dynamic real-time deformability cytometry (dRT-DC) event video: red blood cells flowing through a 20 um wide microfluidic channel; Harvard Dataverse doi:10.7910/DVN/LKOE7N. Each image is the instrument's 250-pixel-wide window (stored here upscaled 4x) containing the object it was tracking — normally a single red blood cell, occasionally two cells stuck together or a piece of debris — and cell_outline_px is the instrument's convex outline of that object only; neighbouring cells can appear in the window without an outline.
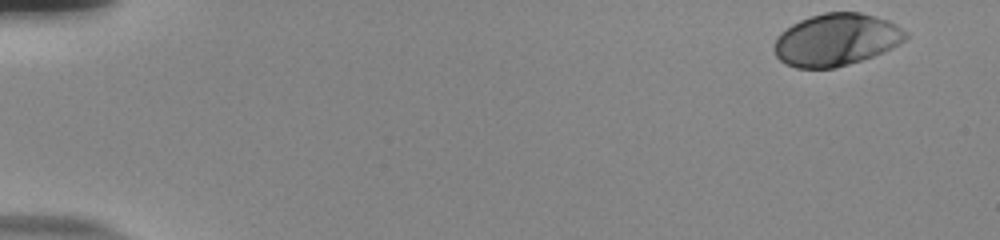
{"species": "human", "species_latin": "Homo sapiens", "temperature_condition": "room temperature", "stored_images_in_passage": 52, "camera_frame_rate_fps": 3000, "um_per_image_px": 0.085, "donor": {"sex": "male"}, "frame": {"image": 1, "passage_image": 1, "time_ms": 0.0, "image_size_px": [1000, 240], "cell_outline_px": [[908, 36], [900, 44], [884, 52], [836, 68], [796, 68], [784, 64], [776, 56], [772, 48], [772, 44], [776, 36], [780, 32], [792, 24], [800, 20], [824, 12], [860, 12], [888, 20], [896, 24], [908, 32]], "centroid_in_image_um": [71.05, 3.38], "position_along_channel_um": 14.0, "area_um2": 40.34}}
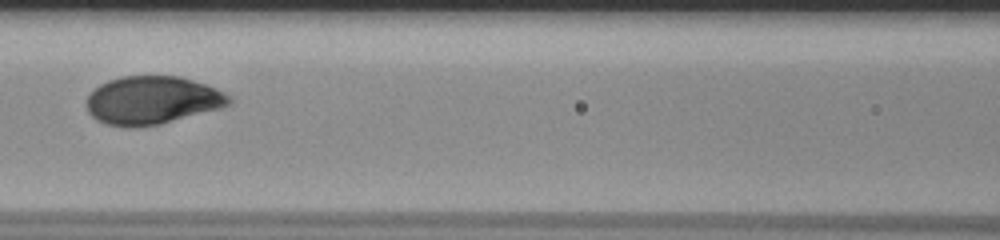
{"frame": {"image": 2, "passage_image": 24, "time_ms": 7.667, "image_size_px": [1000, 240], "cell_outline_px": [[232, 104], [220, 108], [160, 124], [136, 128], [124, 128], [104, 124], [96, 120], [88, 112], [84, 100], [88, 92], [100, 84], [108, 80], [124, 76], [180, 76], [216, 88], [232, 96]], "centroid_in_image_um": [12.89, 8.54], "position_along_channel_um": 153.7, "area_um2": 40.58}}
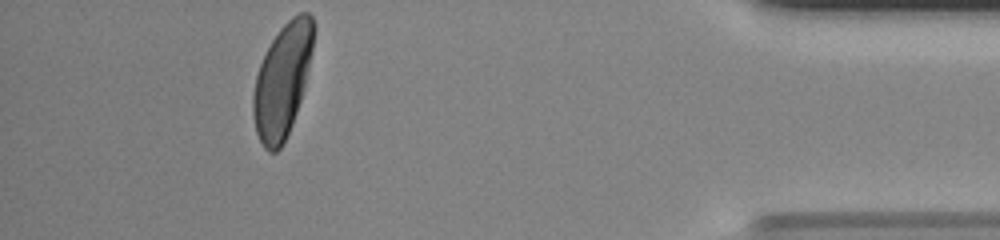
{"frame": {"image": 3, "passage_image": 48, "time_ms": 15.667, "image_size_px": [1000, 240], "cell_outline_px": [[316, 28], [304, 88], [292, 124], [280, 148], [276, 152], [268, 152], [264, 148], [256, 132], [252, 116], [252, 96], [256, 76], [260, 64], [272, 40], [280, 28], [292, 16], [300, 12], [308, 12], [312, 16]], "centroid_in_image_um": [24.0, 6.83], "position_along_channel_um": 411.2, "area_um2": 39.71}, "authors_computed_cell_mechanics": {"area_um2": 39.882, "velocity_mm_per_s": 3.7993, "shape_relaxation_time_tau1_ms": 2.548, "shape_relaxation_time_tau2_ms": null, "deformation_change_tau1": 0.1444, "deformation_change_tau2": null}}